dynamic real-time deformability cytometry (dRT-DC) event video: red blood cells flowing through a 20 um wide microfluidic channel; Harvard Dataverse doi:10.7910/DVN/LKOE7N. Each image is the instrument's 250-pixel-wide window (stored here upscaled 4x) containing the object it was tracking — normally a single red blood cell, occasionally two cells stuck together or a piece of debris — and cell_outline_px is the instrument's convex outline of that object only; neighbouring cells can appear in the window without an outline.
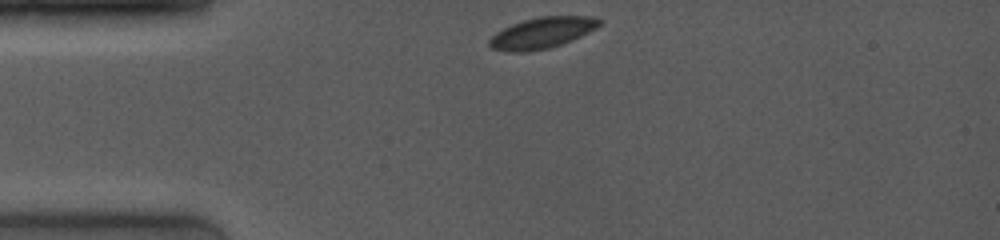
{"species": "common noctule bat (a hibernating species)", "species_latin": "Nyctalus noctula", "temperature_condition": "room temperature", "stored_images_in_passage": 4, "camera_frame_rate_fps": 4000, "um_per_image_px": 0.085, "animal": {"sex": "female", "body_mass_g": 19.0, "forearm_length_mm": 53.3}, "frame": {"image": 1, "passage_image": 1, "time_ms": 0.0, "image_size_px": [1000, 240], "cell_outline_px": [[604, 20], [596, 28], [572, 40], [548, 48], [528, 52], [508, 52], [492, 48], [488, 44], [488, 40], [496, 32], [512, 24], [524, 20], [540, 16], [596, 16]], "centroid_in_image_um": [46.09, 2.79], "position_along_channel_um": 38.9, "area_um2": 19.94}}